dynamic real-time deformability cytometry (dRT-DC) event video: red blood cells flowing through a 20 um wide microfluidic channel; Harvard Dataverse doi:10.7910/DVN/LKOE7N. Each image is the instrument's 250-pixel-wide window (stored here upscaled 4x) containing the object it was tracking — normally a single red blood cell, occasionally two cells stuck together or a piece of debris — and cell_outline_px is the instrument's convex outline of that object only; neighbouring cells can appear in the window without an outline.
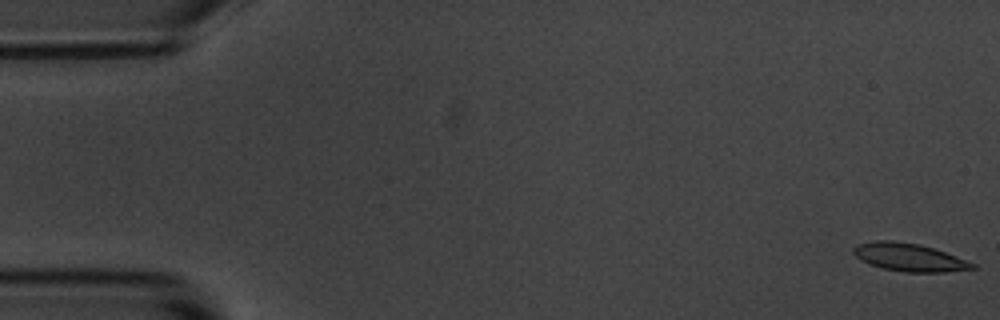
{"species": "common noctule bat (a hibernating species)", "species_latin": "Nyctalus noctula", "temperature_condition": "room temperature", "stored_images_in_passage": 5, "camera_frame_rate_fps": 3000, "um_per_image_px": 0.085, "animal": {"sex": "male", "body_mass_g": 20.1, "forearm_length_mm": 53.5}, "frame": {"image": 1, "passage_image": 1, "time_ms": 0.0, "image_size_px": [1000, 320], "cell_outline_px": [[976, 268], [944, 272], [904, 272], [880, 268], [868, 264], [860, 260], [852, 252], [852, 248], [856, 244], [880, 240], [892, 240], [920, 244], [956, 256], [976, 264]], "centroid_in_image_um": [77.23, 21.87], "position_along_channel_um": 7.8, "area_um2": 19.42}}
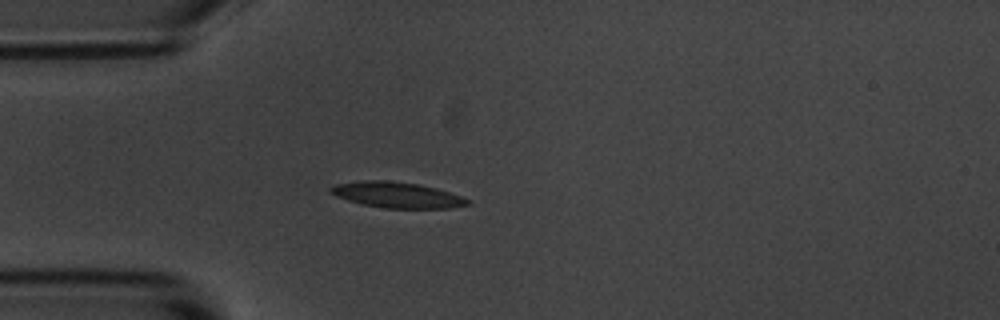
{"frame": {"image": 2, "passage_image": 5, "time_ms": 1.333, "image_size_px": [1000, 320], "cell_outline_px": [[472, 204], [452, 208], [384, 208], [360, 204], [336, 196], [328, 192], [328, 188], [336, 184], [360, 180], [384, 180], [416, 184], [436, 188], [472, 200]], "centroid_in_image_um": [33.73, 16.57], "position_along_channel_um": 51.3, "area_um2": 20.63}}